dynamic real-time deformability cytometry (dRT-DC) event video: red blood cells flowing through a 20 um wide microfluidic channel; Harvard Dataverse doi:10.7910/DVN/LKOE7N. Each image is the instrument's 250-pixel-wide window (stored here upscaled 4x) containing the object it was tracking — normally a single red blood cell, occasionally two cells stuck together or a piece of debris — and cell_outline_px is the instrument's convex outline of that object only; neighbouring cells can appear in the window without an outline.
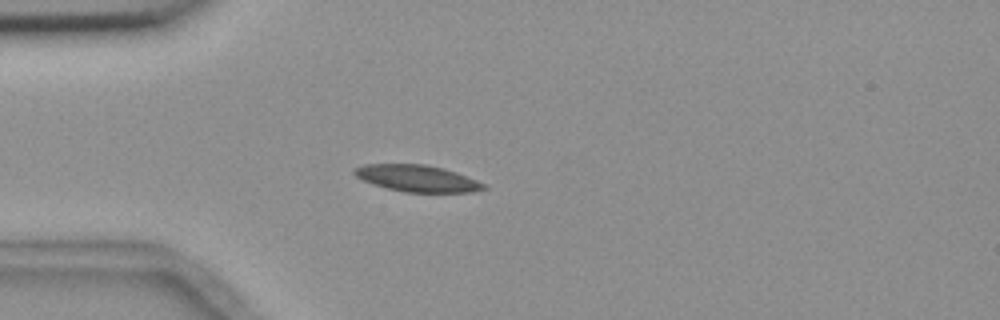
{"species": "common noctule bat (a hibernating species)", "species_latin": "Nyctalus noctula", "temperature_condition": "room temperature", "stored_images_in_passage": 5, "camera_frame_rate_fps": 3000, "um_per_image_px": 0.085, "animal": {"sex": "female", "body_mass_g": 18.4}, "frame": {"image": 1, "passage_image": 4, "time_ms": 3.667, "image_size_px": [1000, 320], "cell_outline_px": [[488, 188], [472, 192], [404, 192], [372, 184], [356, 176], [352, 172], [356, 168], [364, 164], [424, 164], [444, 168], [456, 172], [476, 180], [484, 184]], "centroid_in_image_um": [35.46, 15.16], "position_along_channel_um": 49.5, "area_um2": 19.94}}